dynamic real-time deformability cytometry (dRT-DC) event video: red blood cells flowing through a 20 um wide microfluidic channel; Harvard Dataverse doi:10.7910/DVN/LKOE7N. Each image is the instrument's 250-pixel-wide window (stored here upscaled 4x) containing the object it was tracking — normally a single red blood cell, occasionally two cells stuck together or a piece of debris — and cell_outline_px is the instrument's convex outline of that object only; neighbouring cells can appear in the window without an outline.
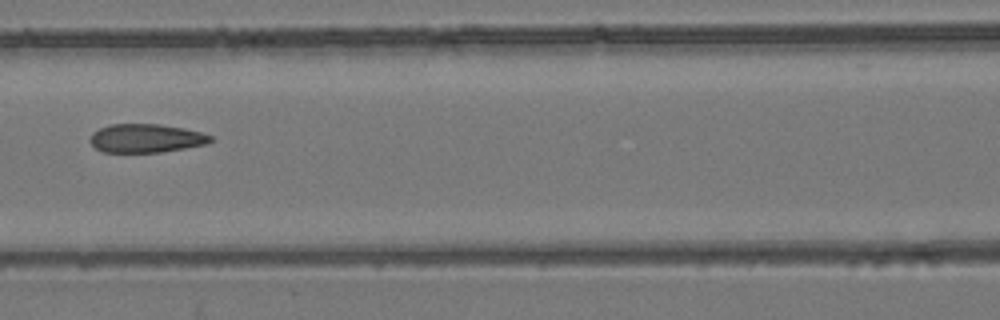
{"species": "common noctule bat (a hibernating species)", "species_latin": "Nyctalus noctula", "temperature_condition": "room temperature", "stored_images_in_passage": 7, "camera_frame_rate_fps": 3000, "um_per_image_px": 0.085, "animal": {"sex": "female", "body_mass_g": 24.6, "forearm_length_mm": 56.2}, "frame": {"image": 1, "passage_image": 7, "time_ms": 7.667, "image_size_px": [1000, 320], "cell_outline_px": [[216, 140], [208, 144], [160, 152], [104, 152], [96, 148], [88, 140], [92, 132], [108, 124], [160, 124], [184, 128], [200, 132], [212, 136]], "centroid_in_image_um": [12.42, 11.75], "position_along_channel_um": 154.2, "area_um2": 20.23}}